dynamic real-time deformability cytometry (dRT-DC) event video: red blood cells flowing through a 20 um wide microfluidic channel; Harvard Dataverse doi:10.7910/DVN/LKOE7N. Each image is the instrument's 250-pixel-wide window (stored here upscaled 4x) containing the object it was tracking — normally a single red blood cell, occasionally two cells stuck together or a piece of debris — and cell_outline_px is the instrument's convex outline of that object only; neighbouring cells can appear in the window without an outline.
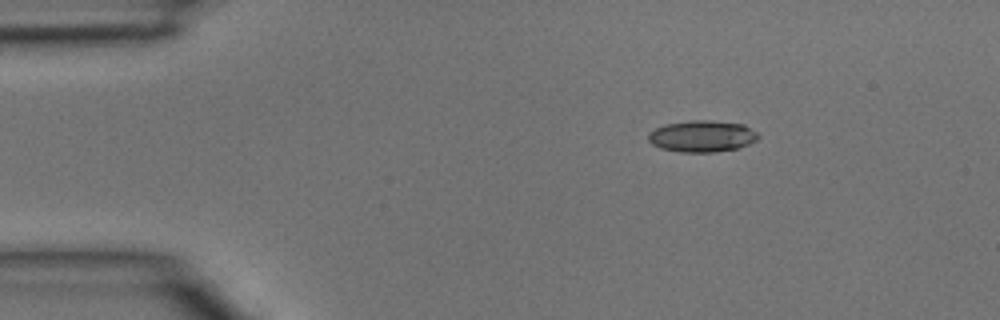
{"species": "common noctule bat (a hibernating species)", "species_latin": "Nyctalus noctula", "temperature_condition": "room temperature", "stored_images_in_passage": 5, "camera_frame_rate_fps": 3000, "um_per_image_px": 0.085, "animal": {"sex": "male", "body_mass_g": 15.6}, "frame": {"image": 1, "passage_image": 2, "time_ms": 0.333, "image_size_px": [1000, 320], "cell_outline_px": [[760, 136], [756, 140], [740, 148], [716, 152], [680, 152], [660, 148], [652, 144], [648, 140], [648, 132], [664, 124], [692, 120], [708, 120], [744, 124], [756, 132]], "centroid_in_image_um": [59.67, 11.58], "position_along_channel_um": 25.3, "area_um2": 20.35}}
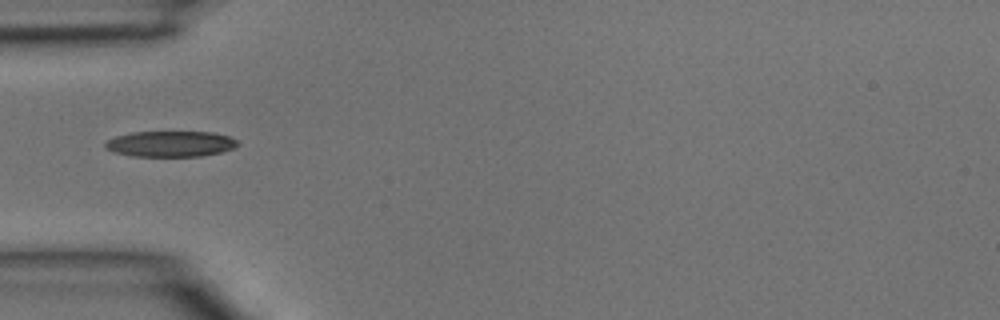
{"frame": {"image": 2, "passage_image": 4, "time_ms": 1.0, "image_size_px": [1000, 320], "cell_outline_px": [[240, 144], [232, 148], [220, 152], [200, 156], [132, 156], [112, 152], [104, 148], [104, 144], [108, 140], [116, 136], [132, 132], [212, 132], [232, 136]], "centroid_in_image_um": [14.48, 12.22], "position_along_channel_um": 70.5, "area_um2": 19.94}}